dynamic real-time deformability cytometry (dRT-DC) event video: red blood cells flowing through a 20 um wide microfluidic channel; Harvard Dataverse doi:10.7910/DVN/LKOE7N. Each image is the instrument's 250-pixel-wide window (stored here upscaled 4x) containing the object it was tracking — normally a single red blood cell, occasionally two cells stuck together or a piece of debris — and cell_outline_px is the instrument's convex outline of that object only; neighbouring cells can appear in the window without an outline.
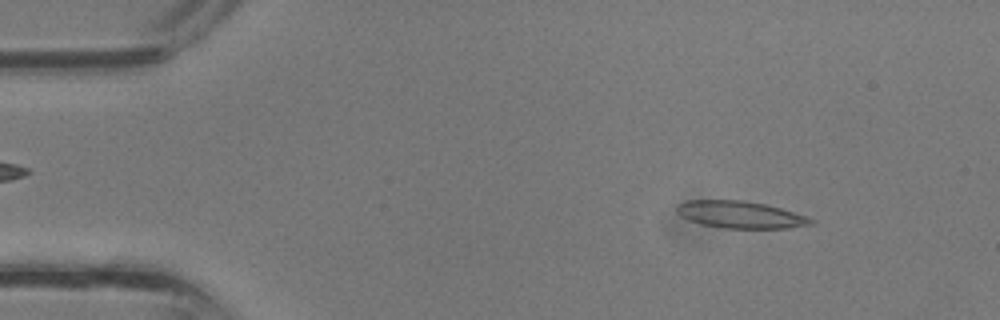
{"species": "common noctule bat (a hibernating species)", "species_latin": "Nyctalus noctula", "temperature_condition": "room temperature", "stored_images_in_passage": 8, "camera_frame_rate_fps": 3000, "um_per_image_px": 0.085, "animal": {"sex": "male", "body_mass_g": 13.3}, "frame": {"image": 1, "passage_image": 4, "time_ms": 1.0, "image_size_px": [1000, 320], "cell_outline_px": [[816, 220], [812, 224], [788, 228], [724, 228], [700, 224], [688, 220], [680, 216], [676, 212], [676, 204], [684, 200], [744, 200], [764, 204], [780, 208], [808, 216]], "centroid_in_image_um": [62.89, 18.24], "position_along_channel_um": 22.1, "area_um2": 21.39}}